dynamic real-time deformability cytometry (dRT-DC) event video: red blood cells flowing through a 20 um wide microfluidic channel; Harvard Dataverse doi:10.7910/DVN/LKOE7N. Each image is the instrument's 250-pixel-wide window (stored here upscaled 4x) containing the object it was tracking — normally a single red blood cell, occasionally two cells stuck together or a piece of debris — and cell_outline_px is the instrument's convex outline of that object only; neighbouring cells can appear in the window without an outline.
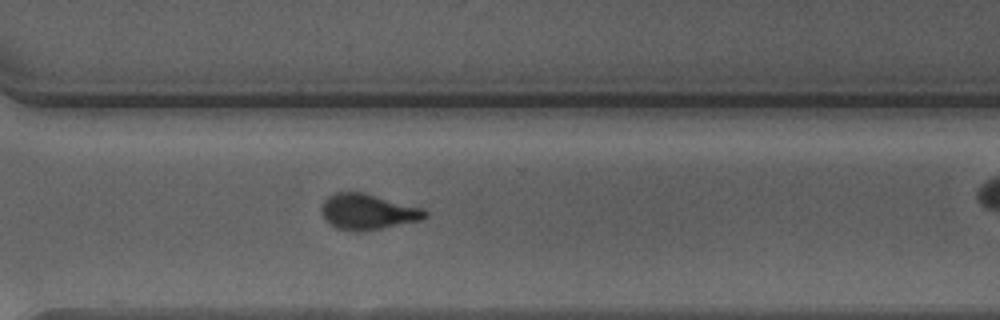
{"species": "Egyptian fruit bat (a non-hibernating species)", "species_latin": "Rousettus aegyptiacus", "temperature_condition": "warm", "stored_images_in_passage": 42, "camera_frame_rate_fps": 3000, "um_per_image_px": 0.085, "animal": {"sex": "male"}, "frame": {"image": 1, "passage_image": 36, "time_ms": 11.667, "image_size_px": [1000, 320], "cell_outline_px": [[428, 216], [424, 220], [364, 232], [356, 232], [336, 228], [324, 216], [320, 208], [324, 200], [328, 196], [336, 192], [364, 192], [424, 208], [428, 212]], "centroid_in_image_um": [31.32, 18.0], "position_along_channel_um": 339.3, "area_um2": 21.85}, "authors_computed_cell_mechanics": {"area_um2": 21.1548, "velocity_mm_per_s": 4.2694, "shape_relaxation_time_tau1_ms": 4.8506, "shape_relaxation_time_tau2_ms": 1.2053, "deformation_change_tau1": 0.1783, "deformation_change_tau2": 0.0895}}